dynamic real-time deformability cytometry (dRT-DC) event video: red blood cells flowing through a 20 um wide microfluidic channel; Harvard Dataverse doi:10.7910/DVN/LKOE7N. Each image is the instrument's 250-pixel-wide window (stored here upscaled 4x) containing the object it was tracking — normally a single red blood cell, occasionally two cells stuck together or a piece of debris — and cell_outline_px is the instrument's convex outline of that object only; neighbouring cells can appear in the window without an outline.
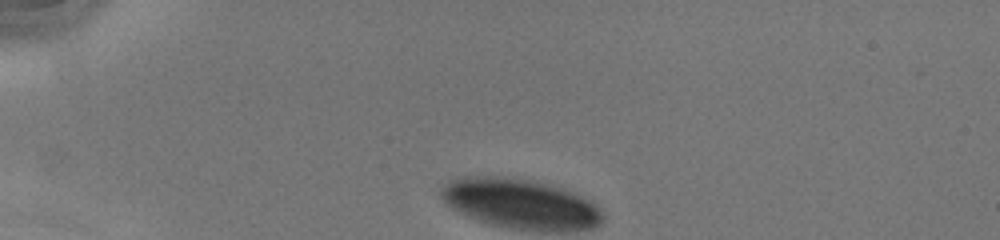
{"species": "human", "species_latin": "Homo sapiens", "temperature_condition": "cold", "stored_images_in_passage": 7, "camera_frame_rate_fps": 3000, "um_per_image_px": 0.085, "donor": {"sex": "male"}, "frame": {"image": 1, "passage_image": 1, "time_ms": 0.0, "image_size_px": [1000, 240], "cell_outline_px": [[592, 216], [588, 220], [584, 220], [524, 216], [468, 200], [460, 196], [456, 192], [460, 188], [520, 188], [540, 192], [576, 204], [584, 208]], "centroid_in_image_um": [44.67, 17.24], "position_along_channel_um": 40.3, "area_um2": 18.26}}